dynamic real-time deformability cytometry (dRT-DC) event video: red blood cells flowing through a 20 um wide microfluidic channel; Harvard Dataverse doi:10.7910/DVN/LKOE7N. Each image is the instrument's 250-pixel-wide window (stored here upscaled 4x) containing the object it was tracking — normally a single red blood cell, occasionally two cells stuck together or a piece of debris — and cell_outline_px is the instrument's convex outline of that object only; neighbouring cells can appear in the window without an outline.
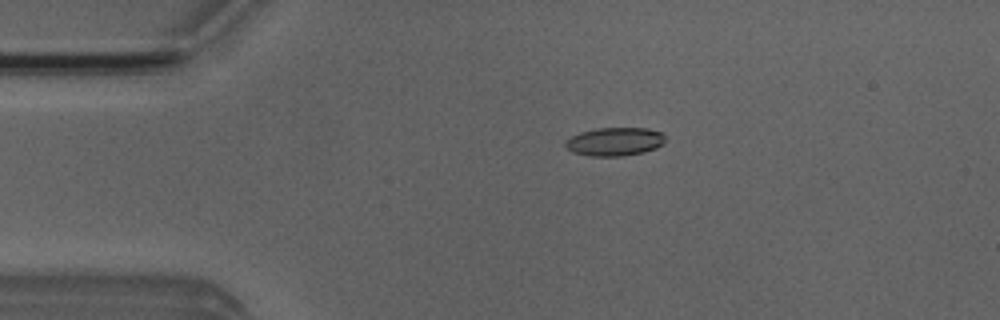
{"species": "Egyptian fruit bat (a non-hibernating species)", "species_latin": "Rousettus aegyptiacus", "temperature_condition": "room temperature", "stored_images_in_passage": 15, "camera_frame_rate_fps": 3000, "um_per_image_px": 0.085, "animal": {"sex": "male"}, "frame": {"image": 1, "passage_image": 10, "time_ms": 3.0, "image_size_px": [1000, 320], "cell_outline_px": [[664, 144], [656, 148], [644, 152], [624, 156], [588, 156], [572, 152], [564, 144], [572, 136], [580, 132], [596, 128], [648, 128], [660, 132], [664, 136]], "centroid_in_image_um": [52.26, 12.04], "position_along_channel_um": 32.7, "area_um2": 16.53}}